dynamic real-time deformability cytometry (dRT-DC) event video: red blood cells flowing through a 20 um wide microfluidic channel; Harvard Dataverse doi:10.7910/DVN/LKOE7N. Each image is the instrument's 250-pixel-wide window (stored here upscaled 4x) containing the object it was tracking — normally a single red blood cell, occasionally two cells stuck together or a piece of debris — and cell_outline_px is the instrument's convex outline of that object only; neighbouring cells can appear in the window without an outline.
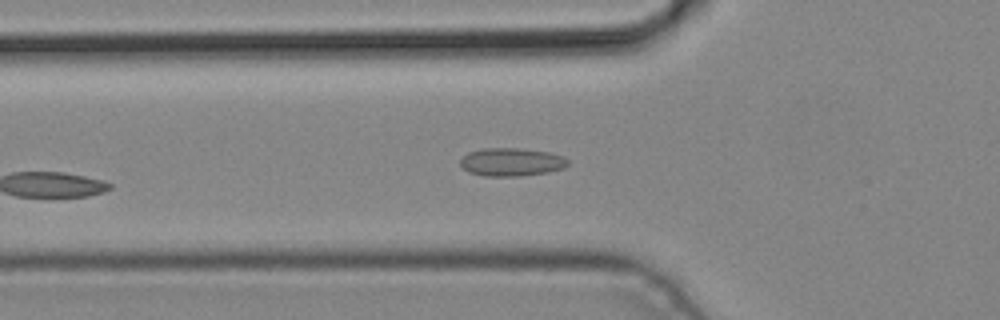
{"species": "common noctule bat (a hibernating species)", "species_latin": "Nyctalus noctula", "temperature_condition": "cold", "stored_images_in_passage": 4, "camera_frame_rate_fps": 3000, "um_per_image_px": 0.085, "animal": {"sex": "male", "body_mass_g": 19.2, "forearm_length_mm": 51.8}, "frame": {"image": 1, "passage_image": 4, "time_ms": 1.0, "image_size_px": [1000, 320], "cell_outline_px": [[568, 164], [564, 168], [548, 172], [520, 176], [484, 176], [468, 172], [460, 164], [460, 160], [468, 152], [484, 148], [516, 148], [548, 152], [560, 156], [568, 160]], "centroid_in_image_um": [43.45, 13.78], "position_along_channel_um": 82.4, "area_um2": 17.51}}